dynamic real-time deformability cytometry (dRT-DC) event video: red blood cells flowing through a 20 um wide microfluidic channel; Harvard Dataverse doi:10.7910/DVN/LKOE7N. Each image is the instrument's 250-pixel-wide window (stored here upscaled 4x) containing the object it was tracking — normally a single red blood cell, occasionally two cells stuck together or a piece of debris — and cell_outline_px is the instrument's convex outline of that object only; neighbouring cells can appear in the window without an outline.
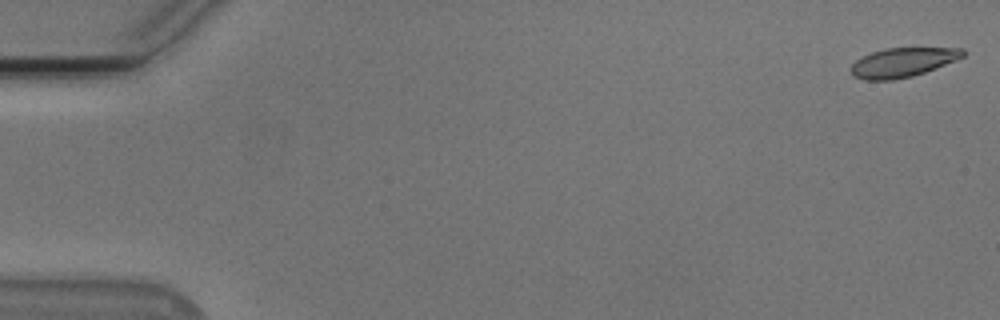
{"species": "Egyptian fruit bat (a non-hibernating species)", "species_latin": "Rousettus aegyptiacus", "temperature_condition": "cold", "stored_images_in_passage": 54, "camera_frame_rate_fps": 3000, "um_per_image_px": 0.085, "animal": {"sex": "male"}, "frame": {"image": 1, "passage_image": 1, "time_ms": 0.0, "image_size_px": [1000, 320], "cell_outline_px": [[964, 56], [956, 60], [924, 72], [912, 76], [892, 80], [864, 80], [856, 76], [852, 72], [852, 64], [856, 60], [872, 52], [888, 48], [964, 48]], "centroid_in_image_um": [76.74, 5.3], "position_along_channel_um": 8.3, "area_um2": 18.73}}
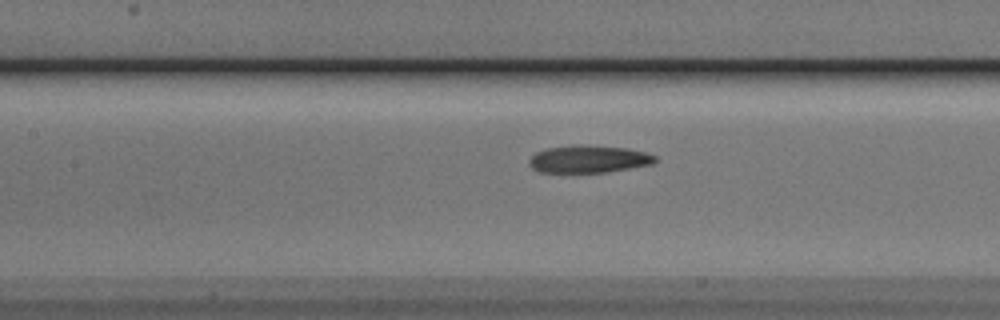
{"frame": {"image": 2, "passage_image": 25, "time_ms": 8.0, "image_size_px": [1000, 320], "cell_outline_px": [[656, 160], [652, 164], [604, 172], [540, 172], [532, 168], [528, 164], [528, 160], [536, 152], [544, 148], [572, 144], [576, 144], [624, 148], [644, 152], [656, 156]], "centroid_in_image_um": [49.96, 13.51], "position_along_channel_um": 157.4, "area_um2": 20.06}}
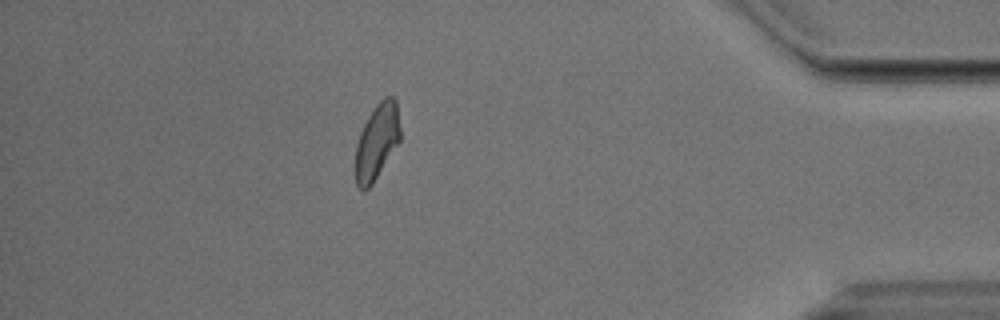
{"frame": {"image": 3, "passage_image": 48, "time_ms": 15.667, "image_size_px": [1000, 320], "cell_outline_px": [[400, 140], [372, 184], [368, 188], [360, 188], [356, 184], [356, 144], [360, 132], [368, 116], [376, 104], [384, 96], [392, 96], [396, 100], [400, 128]], "centroid_in_image_um": [32.04, 11.99], "position_along_channel_um": 403.2, "area_um2": 19.42}, "authors_computed_cell_mechanics": {"area_um2": 20.3167, "velocity_mm_per_s": 3.7621, "shape_relaxation_time_tau1_ms": 3.9028, "shape_relaxation_time_tau2_ms": 3.5067, "deformation_change_tau1": 0.1531, "deformation_change_tau2": 0.1147}}